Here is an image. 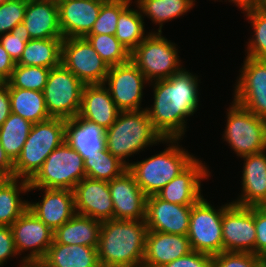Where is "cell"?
<instances>
[{
    "label": "cell",
    "mask_w": 266,
    "mask_h": 267,
    "mask_svg": "<svg viewBox=\"0 0 266 267\" xmlns=\"http://www.w3.org/2000/svg\"><path fill=\"white\" fill-rule=\"evenodd\" d=\"M151 85L154 104L145 109L153 127L163 139H181L186 131V117L198 109V76L183 68L170 78L153 81Z\"/></svg>",
    "instance_id": "1"
},
{
    "label": "cell",
    "mask_w": 266,
    "mask_h": 267,
    "mask_svg": "<svg viewBox=\"0 0 266 267\" xmlns=\"http://www.w3.org/2000/svg\"><path fill=\"white\" fill-rule=\"evenodd\" d=\"M147 231L145 220L103 221L97 247L99 264L111 267L142 266Z\"/></svg>",
    "instance_id": "2"
},
{
    "label": "cell",
    "mask_w": 266,
    "mask_h": 267,
    "mask_svg": "<svg viewBox=\"0 0 266 267\" xmlns=\"http://www.w3.org/2000/svg\"><path fill=\"white\" fill-rule=\"evenodd\" d=\"M163 141L146 109L120 111L116 121L105 131L106 149L127 166L129 162L124 159Z\"/></svg>",
    "instance_id": "3"
},
{
    "label": "cell",
    "mask_w": 266,
    "mask_h": 267,
    "mask_svg": "<svg viewBox=\"0 0 266 267\" xmlns=\"http://www.w3.org/2000/svg\"><path fill=\"white\" fill-rule=\"evenodd\" d=\"M180 139H164L169 147L141 162L129 163L128 171L145 195H157L158 192L178 176L195 158L179 147ZM177 143V145H176Z\"/></svg>",
    "instance_id": "4"
},
{
    "label": "cell",
    "mask_w": 266,
    "mask_h": 267,
    "mask_svg": "<svg viewBox=\"0 0 266 267\" xmlns=\"http://www.w3.org/2000/svg\"><path fill=\"white\" fill-rule=\"evenodd\" d=\"M66 123L50 118L32 125L20 155L13 163V177L30 181L41 169L46 158L66 141Z\"/></svg>",
    "instance_id": "5"
},
{
    "label": "cell",
    "mask_w": 266,
    "mask_h": 267,
    "mask_svg": "<svg viewBox=\"0 0 266 267\" xmlns=\"http://www.w3.org/2000/svg\"><path fill=\"white\" fill-rule=\"evenodd\" d=\"M83 178H86L84 160L65 141L46 158L29 181V188L73 190Z\"/></svg>",
    "instance_id": "6"
},
{
    "label": "cell",
    "mask_w": 266,
    "mask_h": 267,
    "mask_svg": "<svg viewBox=\"0 0 266 267\" xmlns=\"http://www.w3.org/2000/svg\"><path fill=\"white\" fill-rule=\"evenodd\" d=\"M161 35L160 32H150L130 53V60L143 73L148 83L168 79L183 69L180 67L175 43Z\"/></svg>",
    "instance_id": "7"
},
{
    "label": "cell",
    "mask_w": 266,
    "mask_h": 267,
    "mask_svg": "<svg viewBox=\"0 0 266 267\" xmlns=\"http://www.w3.org/2000/svg\"><path fill=\"white\" fill-rule=\"evenodd\" d=\"M84 86L62 63L51 68L42 91L50 117L68 120L78 116Z\"/></svg>",
    "instance_id": "8"
},
{
    "label": "cell",
    "mask_w": 266,
    "mask_h": 267,
    "mask_svg": "<svg viewBox=\"0 0 266 267\" xmlns=\"http://www.w3.org/2000/svg\"><path fill=\"white\" fill-rule=\"evenodd\" d=\"M227 110L224 138L241 157L266 150V119L257 117L232 101Z\"/></svg>",
    "instance_id": "9"
},
{
    "label": "cell",
    "mask_w": 266,
    "mask_h": 267,
    "mask_svg": "<svg viewBox=\"0 0 266 267\" xmlns=\"http://www.w3.org/2000/svg\"><path fill=\"white\" fill-rule=\"evenodd\" d=\"M223 206L214 209L203 197L192 205L187 237L193 251L211 256L223 252Z\"/></svg>",
    "instance_id": "10"
},
{
    "label": "cell",
    "mask_w": 266,
    "mask_h": 267,
    "mask_svg": "<svg viewBox=\"0 0 266 267\" xmlns=\"http://www.w3.org/2000/svg\"><path fill=\"white\" fill-rule=\"evenodd\" d=\"M61 63L86 84H104L109 66L86 38L62 41Z\"/></svg>",
    "instance_id": "11"
},
{
    "label": "cell",
    "mask_w": 266,
    "mask_h": 267,
    "mask_svg": "<svg viewBox=\"0 0 266 267\" xmlns=\"http://www.w3.org/2000/svg\"><path fill=\"white\" fill-rule=\"evenodd\" d=\"M10 227L17 253L20 254L24 250H31L30 254L22 257L20 267L39 264L53 243L54 231L29 208Z\"/></svg>",
    "instance_id": "12"
},
{
    "label": "cell",
    "mask_w": 266,
    "mask_h": 267,
    "mask_svg": "<svg viewBox=\"0 0 266 267\" xmlns=\"http://www.w3.org/2000/svg\"><path fill=\"white\" fill-rule=\"evenodd\" d=\"M223 251L255 254V206L223 205Z\"/></svg>",
    "instance_id": "13"
},
{
    "label": "cell",
    "mask_w": 266,
    "mask_h": 267,
    "mask_svg": "<svg viewBox=\"0 0 266 267\" xmlns=\"http://www.w3.org/2000/svg\"><path fill=\"white\" fill-rule=\"evenodd\" d=\"M240 73L233 101L266 119V60L246 56Z\"/></svg>",
    "instance_id": "14"
},
{
    "label": "cell",
    "mask_w": 266,
    "mask_h": 267,
    "mask_svg": "<svg viewBox=\"0 0 266 267\" xmlns=\"http://www.w3.org/2000/svg\"><path fill=\"white\" fill-rule=\"evenodd\" d=\"M148 83L143 73L129 60L111 66L104 84L120 111L140 110L144 84Z\"/></svg>",
    "instance_id": "15"
},
{
    "label": "cell",
    "mask_w": 266,
    "mask_h": 267,
    "mask_svg": "<svg viewBox=\"0 0 266 267\" xmlns=\"http://www.w3.org/2000/svg\"><path fill=\"white\" fill-rule=\"evenodd\" d=\"M63 39L85 38L106 0H56Z\"/></svg>",
    "instance_id": "16"
},
{
    "label": "cell",
    "mask_w": 266,
    "mask_h": 267,
    "mask_svg": "<svg viewBox=\"0 0 266 267\" xmlns=\"http://www.w3.org/2000/svg\"><path fill=\"white\" fill-rule=\"evenodd\" d=\"M192 206L174 204L157 195L146 199V226L148 231L187 235Z\"/></svg>",
    "instance_id": "17"
},
{
    "label": "cell",
    "mask_w": 266,
    "mask_h": 267,
    "mask_svg": "<svg viewBox=\"0 0 266 267\" xmlns=\"http://www.w3.org/2000/svg\"><path fill=\"white\" fill-rule=\"evenodd\" d=\"M76 214L98 221L114 219V206L107 181L83 178L73 189Z\"/></svg>",
    "instance_id": "18"
},
{
    "label": "cell",
    "mask_w": 266,
    "mask_h": 267,
    "mask_svg": "<svg viewBox=\"0 0 266 267\" xmlns=\"http://www.w3.org/2000/svg\"><path fill=\"white\" fill-rule=\"evenodd\" d=\"M108 185L114 206V219L145 220L147 196L128 170L110 180Z\"/></svg>",
    "instance_id": "19"
},
{
    "label": "cell",
    "mask_w": 266,
    "mask_h": 267,
    "mask_svg": "<svg viewBox=\"0 0 266 267\" xmlns=\"http://www.w3.org/2000/svg\"><path fill=\"white\" fill-rule=\"evenodd\" d=\"M209 176L207 167L195 157L178 176L158 192L157 196L170 203L192 206L203 197L201 180Z\"/></svg>",
    "instance_id": "20"
},
{
    "label": "cell",
    "mask_w": 266,
    "mask_h": 267,
    "mask_svg": "<svg viewBox=\"0 0 266 267\" xmlns=\"http://www.w3.org/2000/svg\"><path fill=\"white\" fill-rule=\"evenodd\" d=\"M36 189L45 192L43 199L37 203L28 202V208L52 231L76 214L73 190L29 188L28 191Z\"/></svg>",
    "instance_id": "21"
},
{
    "label": "cell",
    "mask_w": 266,
    "mask_h": 267,
    "mask_svg": "<svg viewBox=\"0 0 266 267\" xmlns=\"http://www.w3.org/2000/svg\"><path fill=\"white\" fill-rule=\"evenodd\" d=\"M191 251L193 250L187 235L147 231L142 266L162 267Z\"/></svg>",
    "instance_id": "22"
},
{
    "label": "cell",
    "mask_w": 266,
    "mask_h": 267,
    "mask_svg": "<svg viewBox=\"0 0 266 267\" xmlns=\"http://www.w3.org/2000/svg\"><path fill=\"white\" fill-rule=\"evenodd\" d=\"M119 112L106 84L84 86L79 118L95 123L106 131L116 121Z\"/></svg>",
    "instance_id": "23"
},
{
    "label": "cell",
    "mask_w": 266,
    "mask_h": 267,
    "mask_svg": "<svg viewBox=\"0 0 266 267\" xmlns=\"http://www.w3.org/2000/svg\"><path fill=\"white\" fill-rule=\"evenodd\" d=\"M242 195L234 204L240 206H265L266 204V154L265 150L242 156Z\"/></svg>",
    "instance_id": "24"
},
{
    "label": "cell",
    "mask_w": 266,
    "mask_h": 267,
    "mask_svg": "<svg viewBox=\"0 0 266 267\" xmlns=\"http://www.w3.org/2000/svg\"><path fill=\"white\" fill-rule=\"evenodd\" d=\"M22 23L31 39L63 38L56 0H28Z\"/></svg>",
    "instance_id": "25"
},
{
    "label": "cell",
    "mask_w": 266,
    "mask_h": 267,
    "mask_svg": "<svg viewBox=\"0 0 266 267\" xmlns=\"http://www.w3.org/2000/svg\"><path fill=\"white\" fill-rule=\"evenodd\" d=\"M66 142L85 160L106 148L105 130L78 116L66 123Z\"/></svg>",
    "instance_id": "26"
},
{
    "label": "cell",
    "mask_w": 266,
    "mask_h": 267,
    "mask_svg": "<svg viewBox=\"0 0 266 267\" xmlns=\"http://www.w3.org/2000/svg\"><path fill=\"white\" fill-rule=\"evenodd\" d=\"M41 267H99L97 248L59 244L53 240Z\"/></svg>",
    "instance_id": "27"
},
{
    "label": "cell",
    "mask_w": 266,
    "mask_h": 267,
    "mask_svg": "<svg viewBox=\"0 0 266 267\" xmlns=\"http://www.w3.org/2000/svg\"><path fill=\"white\" fill-rule=\"evenodd\" d=\"M101 221L75 214L54 231L53 240L59 244L98 247Z\"/></svg>",
    "instance_id": "28"
},
{
    "label": "cell",
    "mask_w": 266,
    "mask_h": 267,
    "mask_svg": "<svg viewBox=\"0 0 266 267\" xmlns=\"http://www.w3.org/2000/svg\"><path fill=\"white\" fill-rule=\"evenodd\" d=\"M20 183V184H19ZM29 181L18 178H3L0 181V225L11 226L28 208L20 193L29 192Z\"/></svg>",
    "instance_id": "29"
},
{
    "label": "cell",
    "mask_w": 266,
    "mask_h": 267,
    "mask_svg": "<svg viewBox=\"0 0 266 267\" xmlns=\"http://www.w3.org/2000/svg\"><path fill=\"white\" fill-rule=\"evenodd\" d=\"M62 41L63 38L31 39L16 64L49 69L57 67L61 64Z\"/></svg>",
    "instance_id": "30"
},
{
    "label": "cell",
    "mask_w": 266,
    "mask_h": 267,
    "mask_svg": "<svg viewBox=\"0 0 266 267\" xmlns=\"http://www.w3.org/2000/svg\"><path fill=\"white\" fill-rule=\"evenodd\" d=\"M11 113L18 114L32 124L50 119L43 92L9 88Z\"/></svg>",
    "instance_id": "31"
},
{
    "label": "cell",
    "mask_w": 266,
    "mask_h": 267,
    "mask_svg": "<svg viewBox=\"0 0 266 267\" xmlns=\"http://www.w3.org/2000/svg\"><path fill=\"white\" fill-rule=\"evenodd\" d=\"M195 0H137L136 5L155 24H159L158 32L162 33L163 23L176 19L187 13L195 4Z\"/></svg>",
    "instance_id": "32"
},
{
    "label": "cell",
    "mask_w": 266,
    "mask_h": 267,
    "mask_svg": "<svg viewBox=\"0 0 266 267\" xmlns=\"http://www.w3.org/2000/svg\"><path fill=\"white\" fill-rule=\"evenodd\" d=\"M32 125L18 114L11 113L0 126V143L13 163L20 155Z\"/></svg>",
    "instance_id": "33"
},
{
    "label": "cell",
    "mask_w": 266,
    "mask_h": 267,
    "mask_svg": "<svg viewBox=\"0 0 266 267\" xmlns=\"http://www.w3.org/2000/svg\"><path fill=\"white\" fill-rule=\"evenodd\" d=\"M129 6L119 15L114 36L131 53L146 36L143 14Z\"/></svg>",
    "instance_id": "34"
},
{
    "label": "cell",
    "mask_w": 266,
    "mask_h": 267,
    "mask_svg": "<svg viewBox=\"0 0 266 267\" xmlns=\"http://www.w3.org/2000/svg\"><path fill=\"white\" fill-rule=\"evenodd\" d=\"M84 167L87 178L107 182L128 170V166L106 148L97 152V155L88 156L84 160Z\"/></svg>",
    "instance_id": "35"
},
{
    "label": "cell",
    "mask_w": 266,
    "mask_h": 267,
    "mask_svg": "<svg viewBox=\"0 0 266 267\" xmlns=\"http://www.w3.org/2000/svg\"><path fill=\"white\" fill-rule=\"evenodd\" d=\"M85 38L109 67L123 64L130 60V52L114 35L88 34Z\"/></svg>",
    "instance_id": "36"
},
{
    "label": "cell",
    "mask_w": 266,
    "mask_h": 267,
    "mask_svg": "<svg viewBox=\"0 0 266 267\" xmlns=\"http://www.w3.org/2000/svg\"><path fill=\"white\" fill-rule=\"evenodd\" d=\"M50 69L41 66L16 64L11 77L6 81L9 88L30 89L42 92L47 83Z\"/></svg>",
    "instance_id": "37"
},
{
    "label": "cell",
    "mask_w": 266,
    "mask_h": 267,
    "mask_svg": "<svg viewBox=\"0 0 266 267\" xmlns=\"http://www.w3.org/2000/svg\"><path fill=\"white\" fill-rule=\"evenodd\" d=\"M254 29L247 47V57L266 60V9L258 8L246 13Z\"/></svg>",
    "instance_id": "38"
},
{
    "label": "cell",
    "mask_w": 266,
    "mask_h": 267,
    "mask_svg": "<svg viewBox=\"0 0 266 267\" xmlns=\"http://www.w3.org/2000/svg\"><path fill=\"white\" fill-rule=\"evenodd\" d=\"M130 3L128 0H106L89 34L115 35L118 17Z\"/></svg>",
    "instance_id": "39"
},
{
    "label": "cell",
    "mask_w": 266,
    "mask_h": 267,
    "mask_svg": "<svg viewBox=\"0 0 266 267\" xmlns=\"http://www.w3.org/2000/svg\"><path fill=\"white\" fill-rule=\"evenodd\" d=\"M28 0H8L0 5V35L9 33L23 22Z\"/></svg>",
    "instance_id": "40"
},
{
    "label": "cell",
    "mask_w": 266,
    "mask_h": 267,
    "mask_svg": "<svg viewBox=\"0 0 266 267\" xmlns=\"http://www.w3.org/2000/svg\"><path fill=\"white\" fill-rule=\"evenodd\" d=\"M30 40L31 37L23 23L17 24L11 32L0 35V43L15 63L20 60L26 43Z\"/></svg>",
    "instance_id": "41"
},
{
    "label": "cell",
    "mask_w": 266,
    "mask_h": 267,
    "mask_svg": "<svg viewBox=\"0 0 266 267\" xmlns=\"http://www.w3.org/2000/svg\"><path fill=\"white\" fill-rule=\"evenodd\" d=\"M265 262L256 254L227 252L213 256V267H261Z\"/></svg>",
    "instance_id": "42"
},
{
    "label": "cell",
    "mask_w": 266,
    "mask_h": 267,
    "mask_svg": "<svg viewBox=\"0 0 266 267\" xmlns=\"http://www.w3.org/2000/svg\"><path fill=\"white\" fill-rule=\"evenodd\" d=\"M255 254L266 263V207L255 206Z\"/></svg>",
    "instance_id": "43"
},
{
    "label": "cell",
    "mask_w": 266,
    "mask_h": 267,
    "mask_svg": "<svg viewBox=\"0 0 266 267\" xmlns=\"http://www.w3.org/2000/svg\"><path fill=\"white\" fill-rule=\"evenodd\" d=\"M162 267H213V256L202 252L191 251Z\"/></svg>",
    "instance_id": "44"
},
{
    "label": "cell",
    "mask_w": 266,
    "mask_h": 267,
    "mask_svg": "<svg viewBox=\"0 0 266 267\" xmlns=\"http://www.w3.org/2000/svg\"><path fill=\"white\" fill-rule=\"evenodd\" d=\"M19 255L17 253L13 233L10 226L0 225V266L9 259Z\"/></svg>",
    "instance_id": "45"
},
{
    "label": "cell",
    "mask_w": 266,
    "mask_h": 267,
    "mask_svg": "<svg viewBox=\"0 0 266 267\" xmlns=\"http://www.w3.org/2000/svg\"><path fill=\"white\" fill-rule=\"evenodd\" d=\"M11 114V105L9 97V85L7 82L0 86V126Z\"/></svg>",
    "instance_id": "46"
},
{
    "label": "cell",
    "mask_w": 266,
    "mask_h": 267,
    "mask_svg": "<svg viewBox=\"0 0 266 267\" xmlns=\"http://www.w3.org/2000/svg\"><path fill=\"white\" fill-rule=\"evenodd\" d=\"M16 63L0 43V76L7 81L15 68Z\"/></svg>",
    "instance_id": "47"
},
{
    "label": "cell",
    "mask_w": 266,
    "mask_h": 267,
    "mask_svg": "<svg viewBox=\"0 0 266 267\" xmlns=\"http://www.w3.org/2000/svg\"><path fill=\"white\" fill-rule=\"evenodd\" d=\"M0 175L4 178H13V162L9 159L0 143Z\"/></svg>",
    "instance_id": "48"
},
{
    "label": "cell",
    "mask_w": 266,
    "mask_h": 267,
    "mask_svg": "<svg viewBox=\"0 0 266 267\" xmlns=\"http://www.w3.org/2000/svg\"><path fill=\"white\" fill-rule=\"evenodd\" d=\"M233 2L247 13L249 11H253L259 8V0H229V2Z\"/></svg>",
    "instance_id": "49"
},
{
    "label": "cell",
    "mask_w": 266,
    "mask_h": 267,
    "mask_svg": "<svg viewBox=\"0 0 266 267\" xmlns=\"http://www.w3.org/2000/svg\"><path fill=\"white\" fill-rule=\"evenodd\" d=\"M259 8L266 9V0H259Z\"/></svg>",
    "instance_id": "50"
},
{
    "label": "cell",
    "mask_w": 266,
    "mask_h": 267,
    "mask_svg": "<svg viewBox=\"0 0 266 267\" xmlns=\"http://www.w3.org/2000/svg\"><path fill=\"white\" fill-rule=\"evenodd\" d=\"M6 81L0 76V86L4 84Z\"/></svg>",
    "instance_id": "51"
},
{
    "label": "cell",
    "mask_w": 266,
    "mask_h": 267,
    "mask_svg": "<svg viewBox=\"0 0 266 267\" xmlns=\"http://www.w3.org/2000/svg\"><path fill=\"white\" fill-rule=\"evenodd\" d=\"M27 267H41L39 264L28 265Z\"/></svg>",
    "instance_id": "52"
},
{
    "label": "cell",
    "mask_w": 266,
    "mask_h": 267,
    "mask_svg": "<svg viewBox=\"0 0 266 267\" xmlns=\"http://www.w3.org/2000/svg\"><path fill=\"white\" fill-rule=\"evenodd\" d=\"M8 0H0V5L7 2Z\"/></svg>",
    "instance_id": "53"
}]
</instances>
